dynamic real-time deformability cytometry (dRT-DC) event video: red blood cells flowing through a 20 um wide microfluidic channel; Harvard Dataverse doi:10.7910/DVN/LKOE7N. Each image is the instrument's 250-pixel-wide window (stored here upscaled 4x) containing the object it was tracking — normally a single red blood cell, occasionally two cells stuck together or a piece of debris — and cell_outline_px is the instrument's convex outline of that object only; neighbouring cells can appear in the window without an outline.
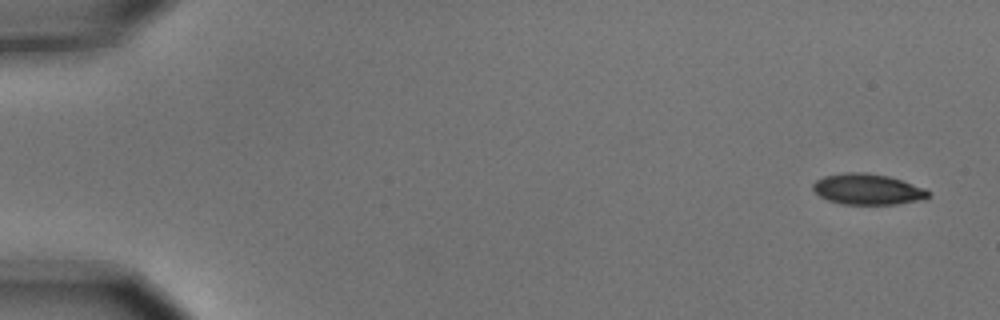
{"species": "common noctule bat (a hibernating species)", "species_latin": "Nyctalus noctula", "temperature_condition": "cold", "stored_images_in_passage": 5, "camera_frame_rate_fps": 3000, "um_per_image_px": 0.085, "animal": {"sex": "male", "body_mass_g": 15.6}, "frame": {"image": 1, "passage_image": 1, "time_ms": 0.0, "image_size_px": [1000, 320], "cell_outline_px": [[932, 196], [924, 200], [896, 204], [840, 204], [828, 200], [820, 196], [812, 188], [812, 184], [816, 180], [824, 176], [844, 172], [868, 172], [888, 176], [924, 188], [932, 192]], "centroid_in_image_um": [73.77, 16.09], "position_along_channel_um": 11.2, "area_um2": 20.92}}
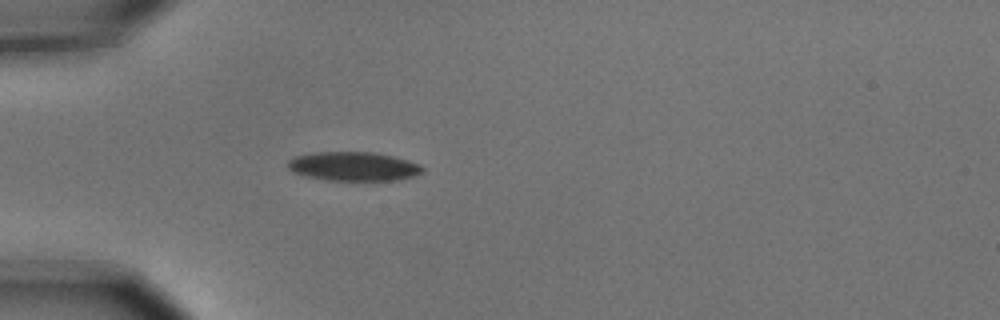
{"frame": {"image": 2, "passage_image": 5, "time_ms": 1.333, "image_size_px": [1000, 320], "cell_outline_px": [[424, 172], [412, 176], [396, 180], [324, 180], [304, 176], [292, 172], [288, 168], [288, 160], [296, 156], [312, 152], [372, 152], [392, 156], [408, 160], [420, 164], [424, 168]], "centroid_in_image_um": [30.02, 14.14], "position_along_channel_um": 55.0, "area_um2": 22.83}}